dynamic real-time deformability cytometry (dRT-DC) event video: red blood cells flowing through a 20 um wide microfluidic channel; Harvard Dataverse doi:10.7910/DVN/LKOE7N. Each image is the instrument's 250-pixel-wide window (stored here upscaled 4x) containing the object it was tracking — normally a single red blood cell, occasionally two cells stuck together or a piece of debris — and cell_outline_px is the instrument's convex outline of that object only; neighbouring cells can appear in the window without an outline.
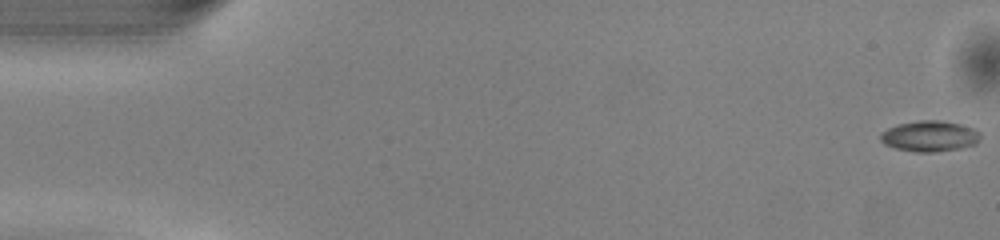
{"species": "common noctule bat (a hibernating species)", "species_latin": "Nyctalus noctula", "temperature_condition": "warm", "stored_images_in_passage": 51, "camera_frame_rate_fps": 3000, "um_per_image_px": 0.085, "animal": {"sex": "male", "body_mass_g": 13.0, "forearm_length_mm": 53.1}, "frame": {"image": 1, "passage_image": 1, "time_ms": 0.0, "image_size_px": [1000, 240], "cell_outline_px": [[980, 136], [976, 144], [960, 148], [932, 152], [916, 152], [896, 148], [884, 144], [880, 140], [880, 132], [888, 128], [900, 124], [920, 120], [936, 120], [960, 124], [972, 128], [980, 132]], "centroid_in_image_um": [79.0, 11.57], "position_along_channel_um": 6.0, "area_um2": 17.74}}
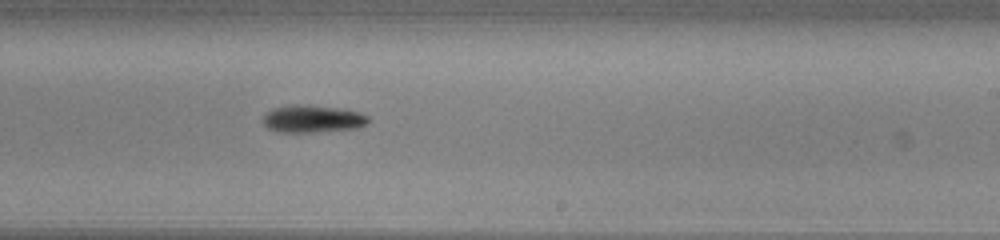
{"frame": {"image": 2, "passage_image": 31, "time_ms": 10.0, "image_size_px": [1000, 240], "cell_outline_px": [[368, 124], [356, 128], [312, 132], [280, 132], [268, 128], [264, 124], [264, 116], [272, 108], [292, 104], [304, 104], [344, 108], [368, 116]], "centroid_in_image_um": [26.57, 10.09], "position_along_channel_um": 262.4, "area_um2": 16.82}}
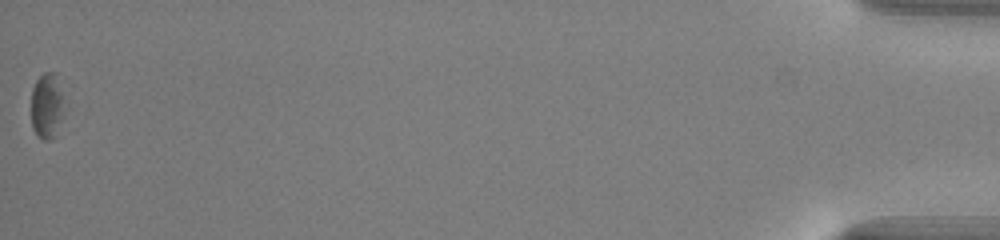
{"frame": {"image": 3, "passage_image": 51, "time_ms": 16.667, "image_size_px": [1000, 240], "cell_outline_px": [[64, 116], [52, 136], [48, 140], [44, 140], [32, 128], [32, 88], [36, 80], [44, 72], [52, 72], [60, 92]], "centroid_in_image_um": [3.94, 9.01], "position_along_channel_um": 431.3, "area_um2": 11.85}, "authors_computed_cell_mechanics": {"area_um2": 16.5308, "velocity_mm_per_s": 4.0701, "shape_relaxation_time_tau1_ms": 1.9113, "shape_relaxation_time_tau2_ms": null, "deformation_change_tau1": 0.1078, "deformation_change_tau2": null}}